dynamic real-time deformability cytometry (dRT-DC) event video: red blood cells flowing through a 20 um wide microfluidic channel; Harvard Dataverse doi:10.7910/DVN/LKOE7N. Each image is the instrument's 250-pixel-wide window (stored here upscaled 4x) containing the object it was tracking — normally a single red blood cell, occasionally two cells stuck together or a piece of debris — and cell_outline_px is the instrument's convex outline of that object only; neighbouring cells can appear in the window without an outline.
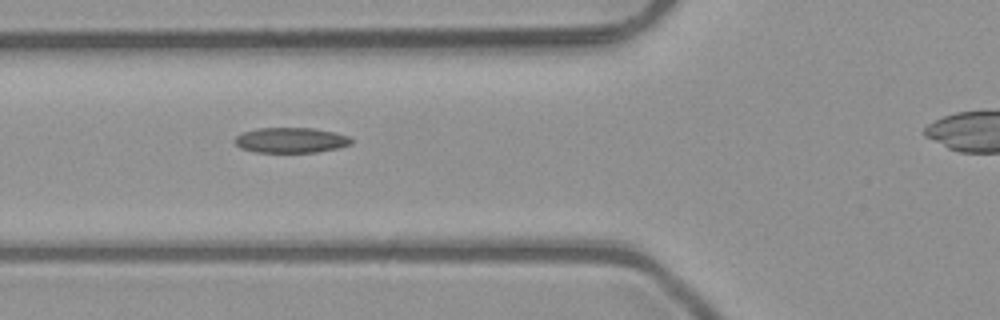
{"species": "common noctule bat (a hibernating species)", "species_latin": "Nyctalus noctula", "temperature_condition": "room temperature", "stored_images_in_passage": 5, "camera_frame_rate_fps": 3000, "um_per_image_px": 0.085, "animal": {"sex": "male", "body_mass_g": 23.1, "forearm_length_mm": 52.7}, "frame": {"image": 1, "passage_image": 3, "time_ms": 0.667, "image_size_px": [1000, 320], "cell_outline_px": [[352, 144], [340, 148], [316, 152], [256, 152], [240, 148], [232, 140], [240, 132], [256, 128], [312, 128], [332, 132], [348, 136], [352, 140]], "centroid_in_image_um": [24.68, 11.91], "position_along_channel_um": 101.1, "area_um2": 17.28}}
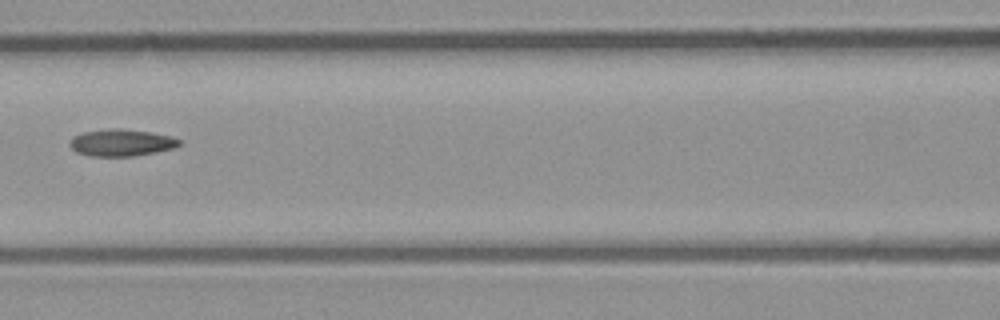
{"frame": {"image": 2, "passage_image": 4, "time_ms": 1.0, "image_size_px": [1000, 320], "cell_outline_px": [[180, 144], [172, 148], [132, 156], [92, 156], [76, 152], [68, 144], [72, 136], [84, 132], [112, 128], [120, 128], [152, 132], [172, 136], [180, 140]], "centroid_in_image_um": [10.28, 12.11], "position_along_channel_um": 156.3, "area_um2": 17.05}}
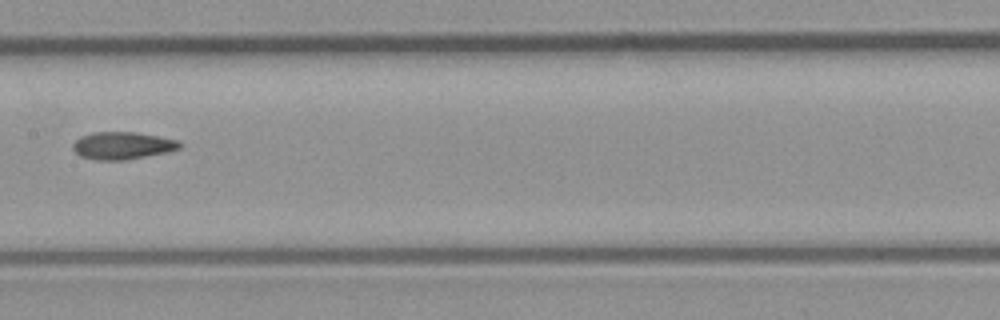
{"frame": {"image": 3, "passage_image": 5, "time_ms": 1.333, "image_size_px": [1000, 320], "cell_outline_px": [[184, 144], [180, 148], [168, 152], [124, 160], [96, 160], [80, 156], [72, 148], [72, 144], [80, 136], [92, 132], [136, 132], [180, 140]], "centroid_in_image_um": [10.43, 12.37], "position_along_channel_um": 197.0, "area_um2": 17.22}}